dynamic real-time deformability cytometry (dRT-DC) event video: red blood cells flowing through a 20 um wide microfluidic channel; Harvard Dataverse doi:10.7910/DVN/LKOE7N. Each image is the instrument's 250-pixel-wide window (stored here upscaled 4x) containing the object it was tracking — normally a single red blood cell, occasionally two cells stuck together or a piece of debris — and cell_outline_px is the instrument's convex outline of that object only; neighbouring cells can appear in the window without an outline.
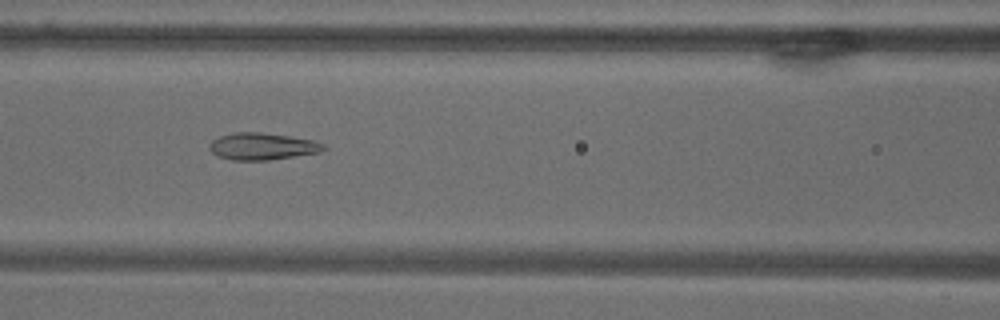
{"species": "common noctule bat (a hibernating species)", "species_latin": "Nyctalus noctula", "temperature_condition": "warm", "stored_images_in_passage": 12, "camera_frame_rate_fps": 3000, "um_per_image_px": 0.085, "animal": {"sex": "male", "body_mass_g": 18.8}, "frame": {"image": 1, "passage_image": 9, "time_ms": 10.333, "image_size_px": [1000, 320], "cell_outline_px": [[328, 148], [320, 152], [268, 160], [232, 160], [216, 156], [208, 148], [208, 144], [212, 140], [220, 136], [232, 132], [260, 132], [292, 136], [312, 140], [324, 144]], "centroid_in_image_um": [22.27, 12.43], "position_along_channel_um": 144.3, "area_um2": 18.09}}
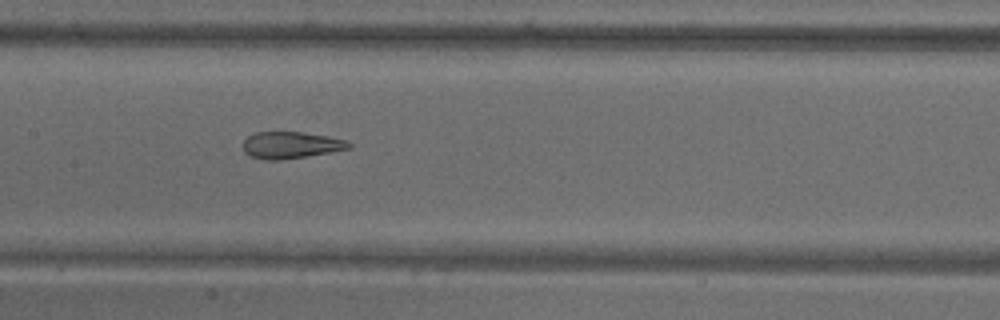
{"frame": {"image": 2, "passage_image": 10, "time_ms": 11.667, "image_size_px": [1000, 320], "cell_outline_px": [[352, 148], [280, 160], [264, 160], [248, 156], [244, 152], [244, 140], [248, 136], [256, 132], [300, 132], [328, 136], [344, 140], [352, 144]], "centroid_in_image_um": [24.69, 12.33], "position_along_channel_um": 182.7, "area_um2": 16.36}}
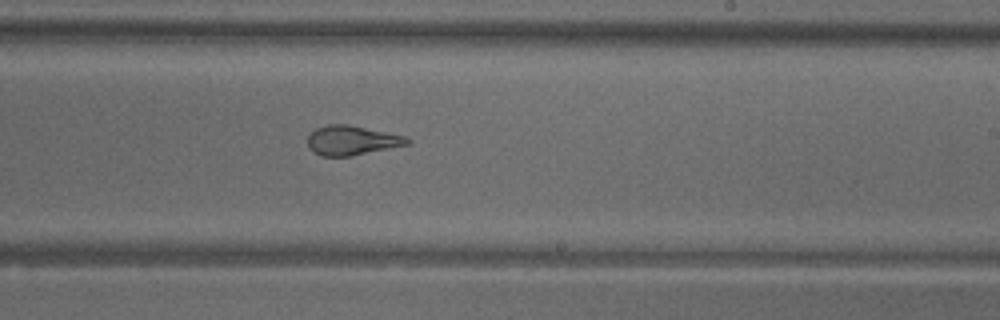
{"frame": {"image": 3, "passage_image": 12, "time_ms": 14.333, "image_size_px": [1000, 320], "cell_outline_px": [[412, 140], [408, 144], [348, 156], [320, 156], [312, 152], [308, 148], [308, 136], [316, 128], [328, 124], [348, 124], [404, 136]], "centroid_in_image_um": [29.84, 11.93], "position_along_channel_um": 259.2, "area_um2": 16.88}}